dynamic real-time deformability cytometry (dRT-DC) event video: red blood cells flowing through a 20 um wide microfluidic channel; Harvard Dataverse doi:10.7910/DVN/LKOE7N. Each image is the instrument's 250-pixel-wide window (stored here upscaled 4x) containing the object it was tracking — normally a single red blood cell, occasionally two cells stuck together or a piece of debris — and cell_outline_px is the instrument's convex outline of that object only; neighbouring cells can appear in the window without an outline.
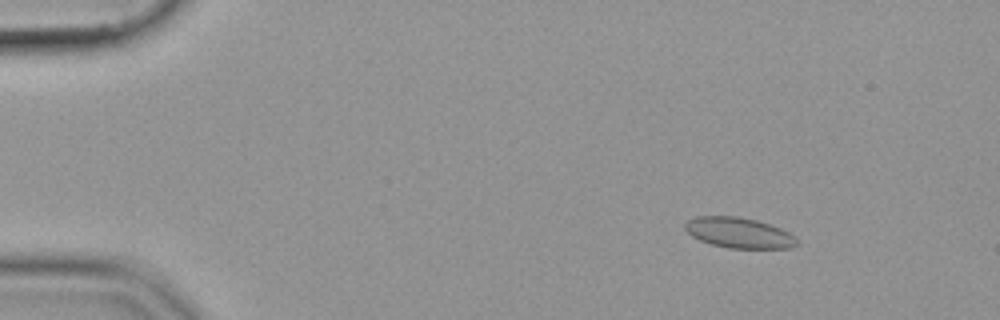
{"species": "common noctule bat (a hibernating species)", "species_latin": "Nyctalus noctula", "temperature_condition": "cold", "stored_images_in_passage": 50, "camera_frame_rate_fps": 3000, "um_per_image_px": 0.085, "animal": {"sex": "female", "body_mass_g": 19.9}, "frame": {"image": 1, "passage_image": 2, "time_ms": 0.333, "image_size_px": [1000, 320], "cell_outline_px": [[796, 244], [788, 248], [728, 248], [712, 244], [700, 240], [692, 236], [684, 228], [684, 224], [688, 220], [696, 216], [736, 216], [756, 220], [780, 228], [788, 232], [796, 240]], "centroid_in_image_um": [62.75, 19.78], "position_along_channel_um": 22.2, "area_um2": 19.59}}
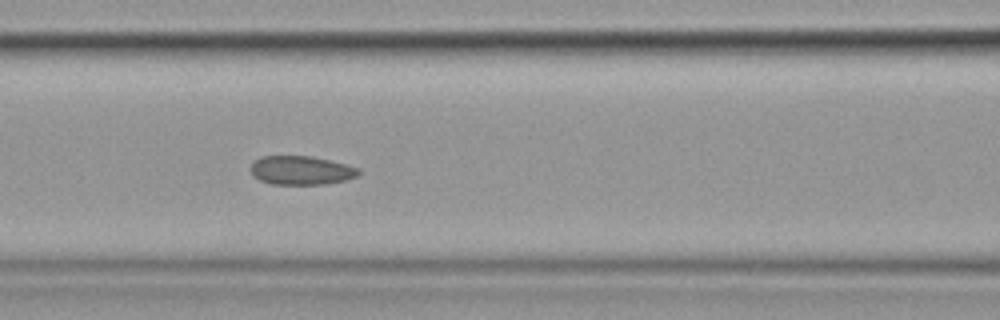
{"frame": {"image": 2, "passage_image": 19, "time_ms": 6.0, "image_size_px": [1000, 320], "cell_outline_px": [[360, 172], [356, 176], [344, 180], [324, 184], [272, 184], [260, 180], [252, 176], [248, 168], [252, 160], [260, 156], [312, 156], [348, 164], [360, 168]], "centroid_in_image_um": [25.54, 14.46], "position_along_channel_um": 141.1, "area_um2": 18.44}}
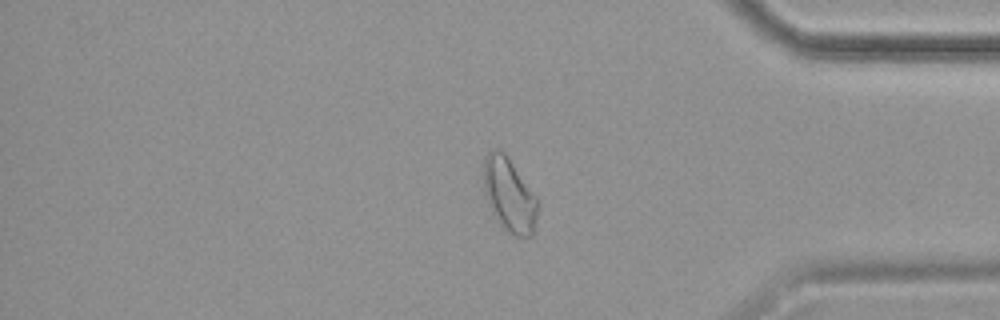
{"frame": {"image": 3, "passage_image": 41, "time_ms": 13.333, "image_size_px": [1000, 320], "cell_outline_px": [[536, 216], [532, 236], [516, 236], [508, 232], [492, 212], [488, 204], [484, 192], [484, 156], [492, 148], [500, 148], [508, 156], [536, 196]], "centroid_in_image_um": [43.26, 16.51], "position_along_channel_um": 391.9, "area_um2": 23.0}}